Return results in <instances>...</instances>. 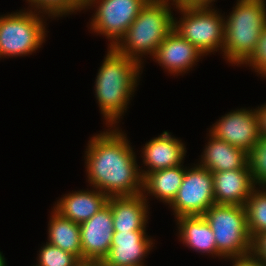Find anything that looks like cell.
Masks as SVG:
<instances>
[{
	"label": "cell",
	"instance_id": "cell-20",
	"mask_svg": "<svg viewBox=\"0 0 266 266\" xmlns=\"http://www.w3.org/2000/svg\"><path fill=\"white\" fill-rule=\"evenodd\" d=\"M184 174L183 164L148 173L143 178V196L148 201L147 196L149 194V196H155L164 204L170 205L177 195Z\"/></svg>",
	"mask_w": 266,
	"mask_h": 266
},
{
	"label": "cell",
	"instance_id": "cell-5",
	"mask_svg": "<svg viewBox=\"0 0 266 266\" xmlns=\"http://www.w3.org/2000/svg\"><path fill=\"white\" fill-rule=\"evenodd\" d=\"M183 17L174 18V28L182 38L192 43L203 55L221 51L225 39L223 14L212 5L175 6ZM176 19V20H175Z\"/></svg>",
	"mask_w": 266,
	"mask_h": 266
},
{
	"label": "cell",
	"instance_id": "cell-14",
	"mask_svg": "<svg viewBox=\"0 0 266 266\" xmlns=\"http://www.w3.org/2000/svg\"><path fill=\"white\" fill-rule=\"evenodd\" d=\"M204 56L192 43L172 30L153 56L155 62L172 75L186 74ZM180 73V74H179Z\"/></svg>",
	"mask_w": 266,
	"mask_h": 266
},
{
	"label": "cell",
	"instance_id": "cell-19",
	"mask_svg": "<svg viewBox=\"0 0 266 266\" xmlns=\"http://www.w3.org/2000/svg\"><path fill=\"white\" fill-rule=\"evenodd\" d=\"M175 219L179 230L177 233L183 244L193 251L222 259L217 251L213 231L203 215L180 216Z\"/></svg>",
	"mask_w": 266,
	"mask_h": 266
},
{
	"label": "cell",
	"instance_id": "cell-6",
	"mask_svg": "<svg viewBox=\"0 0 266 266\" xmlns=\"http://www.w3.org/2000/svg\"><path fill=\"white\" fill-rule=\"evenodd\" d=\"M215 236L218 253L223 259L252 253L251 239L244 206L212 205L203 215Z\"/></svg>",
	"mask_w": 266,
	"mask_h": 266
},
{
	"label": "cell",
	"instance_id": "cell-9",
	"mask_svg": "<svg viewBox=\"0 0 266 266\" xmlns=\"http://www.w3.org/2000/svg\"><path fill=\"white\" fill-rule=\"evenodd\" d=\"M192 168L185 167V174L177 195L169 205L173 215H204L215 204L213 174L198 163Z\"/></svg>",
	"mask_w": 266,
	"mask_h": 266
},
{
	"label": "cell",
	"instance_id": "cell-4",
	"mask_svg": "<svg viewBox=\"0 0 266 266\" xmlns=\"http://www.w3.org/2000/svg\"><path fill=\"white\" fill-rule=\"evenodd\" d=\"M229 14L224 16L223 59L241 66L252 55L266 27V0H237Z\"/></svg>",
	"mask_w": 266,
	"mask_h": 266
},
{
	"label": "cell",
	"instance_id": "cell-23",
	"mask_svg": "<svg viewBox=\"0 0 266 266\" xmlns=\"http://www.w3.org/2000/svg\"><path fill=\"white\" fill-rule=\"evenodd\" d=\"M30 9L43 13L49 18L63 17L84 10V0H26Z\"/></svg>",
	"mask_w": 266,
	"mask_h": 266
},
{
	"label": "cell",
	"instance_id": "cell-24",
	"mask_svg": "<svg viewBox=\"0 0 266 266\" xmlns=\"http://www.w3.org/2000/svg\"><path fill=\"white\" fill-rule=\"evenodd\" d=\"M39 266H73L79 259L69 253L46 242L39 250L37 257Z\"/></svg>",
	"mask_w": 266,
	"mask_h": 266
},
{
	"label": "cell",
	"instance_id": "cell-12",
	"mask_svg": "<svg viewBox=\"0 0 266 266\" xmlns=\"http://www.w3.org/2000/svg\"><path fill=\"white\" fill-rule=\"evenodd\" d=\"M82 259L102 261L111 248L114 233L113 216L107 203L89 220L79 224Z\"/></svg>",
	"mask_w": 266,
	"mask_h": 266
},
{
	"label": "cell",
	"instance_id": "cell-17",
	"mask_svg": "<svg viewBox=\"0 0 266 266\" xmlns=\"http://www.w3.org/2000/svg\"><path fill=\"white\" fill-rule=\"evenodd\" d=\"M108 196L98 189L72 191L63 195L53 209L63 218L81 224L89 220L107 204Z\"/></svg>",
	"mask_w": 266,
	"mask_h": 266
},
{
	"label": "cell",
	"instance_id": "cell-28",
	"mask_svg": "<svg viewBox=\"0 0 266 266\" xmlns=\"http://www.w3.org/2000/svg\"><path fill=\"white\" fill-rule=\"evenodd\" d=\"M252 252L266 264V232L253 240Z\"/></svg>",
	"mask_w": 266,
	"mask_h": 266
},
{
	"label": "cell",
	"instance_id": "cell-8",
	"mask_svg": "<svg viewBox=\"0 0 266 266\" xmlns=\"http://www.w3.org/2000/svg\"><path fill=\"white\" fill-rule=\"evenodd\" d=\"M148 0H84V10L94 7L90 30L107 37L114 47ZM90 6V7H89Z\"/></svg>",
	"mask_w": 266,
	"mask_h": 266
},
{
	"label": "cell",
	"instance_id": "cell-25",
	"mask_svg": "<svg viewBox=\"0 0 266 266\" xmlns=\"http://www.w3.org/2000/svg\"><path fill=\"white\" fill-rule=\"evenodd\" d=\"M248 163L255 185L266 186V138H260L249 153Z\"/></svg>",
	"mask_w": 266,
	"mask_h": 266
},
{
	"label": "cell",
	"instance_id": "cell-2",
	"mask_svg": "<svg viewBox=\"0 0 266 266\" xmlns=\"http://www.w3.org/2000/svg\"><path fill=\"white\" fill-rule=\"evenodd\" d=\"M107 51L96 76L94 95L107 127L115 128L134 96L143 65L113 47Z\"/></svg>",
	"mask_w": 266,
	"mask_h": 266
},
{
	"label": "cell",
	"instance_id": "cell-30",
	"mask_svg": "<svg viewBox=\"0 0 266 266\" xmlns=\"http://www.w3.org/2000/svg\"><path fill=\"white\" fill-rule=\"evenodd\" d=\"M216 0H173L176 6H203L212 5Z\"/></svg>",
	"mask_w": 266,
	"mask_h": 266
},
{
	"label": "cell",
	"instance_id": "cell-21",
	"mask_svg": "<svg viewBox=\"0 0 266 266\" xmlns=\"http://www.w3.org/2000/svg\"><path fill=\"white\" fill-rule=\"evenodd\" d=\"M48 223V243L82 259L80 226L63 218L52 208Z\"/></svg>",
	"mask_w": 266,
	"mask_h": 266
},
{
	"label": "cell",
	"instance_id": "cell-26",
	"mask_svg": "<svg viewBox=\"0 0 266 266\" xmlns=\"http://www.w3.org/2000/svg\"><path fill=\"white\" fill-rule=\"evenodd\" d=\"M245 64L261 77H266V27L261 31L252 55L242 65Z\"/></svg>",
	"mask_w": 266,
	"mask_h": 266
},
{
	"label": "cell",
	"instance_id": "cell-27",
	"mask_svg": "<svg viewBox=\"0 0 266 266\" xmlns=\"http://www.w3.org/2000/svg\"><path fill=\"white\" fill-rule=\"evenodd\" d=\"M233 266H266L253 252L244 256L230 258Z\"/></svg>",
	"mask_w": 266,
	"mask_h": 266
},
{
	"label": "cell",
	"instance_id": "cell-31",
	"mask_svg": "<svg viewBox=\"0 0 266 266\" xmlns=\"http://www.w3.org/2000/svg\"><path fill=\"white\" fill-rule=\"evenodd\" d=\"M73 266H103V264L100 260L79 259Z\"/></svg>",
	"mask_w": 266,
	"mask_h": 266
},
{
	"label": "cell",
	"instance_id": "cell-16",
	"mask_svg": "<svg viewBox=\"0 0 266 266\" xmlns=\"http://www.w3.org/2000/svg\"><path fill=\"white\" fill-rule=\"evenodd\" d=\"M107 203L112 211L114 232L146 230L149 205L142 193L109 197Z\"/></svg>",
	"mask_w": 266,
	"mask_h": 266
},
{
	"label": "cell",
	"instance_id": "cell-3",
	"mask_svg": "<svg viewBox=\"0 0 266 266\" xmlns=\"http://www.w3.org/2000/svg\"><path fill=\"white\" fill-rule=\"evenodd\" d=\"M171 5L176 6L173 0H148L113 48L140 65L144 63V55L153 58L159 45L174 28Z\"/></svg>",
	"mask_w": 266,
	"mask_h": 266
},
{
	"label": "cell",
	"instance_id": "cell-13",
	"mask_svg": "<svg viewBox=\"0 0 266 266\" xmlns=\"http://www.w3.org/2000/svg\"><path fill=\"white\" fill-rule=\"evenodd\" d=\"M186 146L184 143L171 135L168 131H163L158 137L145 143L142 148V159L145 170L140 168L142 178L148 173L163 170L170 167L182 165L186 156Z\"/></svg>",
	"mask_w": 266,
	"mask_h": 266
},
{
	"label": "cell",
	"instance_id": "cell-32",
	"mask_svg": "<svg viewBox=\"0 0 266 266\" xmlns=\"http://www.w3.org/2000/svg\"><path fill=\"white\" fill-rule=\"evenodd\" d=\"M6 261L4 258V255H2V252H0V266H6Z\"/></svg>",
	"mask_w": 266,
	"mask_h": 266
},
{
	"label": "cell",
	"instance_id": "cell-18",
	"mask_svg": "<svg viewBox=\"0 0 266 266\" xmlns=\"http://www.w3.org/2000/svg\"><path fill=\"white\" fill-rule=\"evenodd\" d=\"M209 141L205 146L198 164L211 173L241 169L248 164L249 154L242 148L216 138L209 132Z\"/></svg>",
	"mask_w": 266,
	"mask_h": 266
},
{
	"label": "cell",
	"instance_id": "cell-29",
	"mask_svg": "<svg viewBox=\"0 0 266 266\" xmlns=\"http://www.w3.org/2000/svg\"><path fill=\"white\" fill-rule=\"evenodd\" d=\"M257 119H258V128L261 138H266V103L264 105L258 106L255 108Z\"/></svg>",
	"mask_w": 266,
	"mask_h": 266
},
{
	"label": "cell",
	"instance_id": "cell-15",
	"mask_svg": "<svg viewBox=\"0 0 266 266\" xmlns=\"http://www.w3.org/2000/svg\"><path fill=\"white\" fill-rule=\"evenodd\" d=\"M212 174L215 204L244 206L256 187L249 163L241 169Z\"/></svg>",
	"mask_w": 266,
	"mask_h": 266
},
{
	"label": "cell",
	"instance_id": "cell-10",
	"mask_svg": "<svg viewBox=\"0 0 266 266\" xmlns=\"http://www.w3.org/2000/svg\"><path fill=\"white\" fill-rule=\"evenodd\" d=\"M209 132L248 154L260 140L255 109H237L225 114L213 124Z\"/></svg>",
	"mask_w": 266,
	"mask_h": 266
},
{
	"label": "cell",
	"instance_id": "cell-7",
	"mask_svg": "<svg viewBox=\"0 0 266 266\" xmlns=\"http://www.w3.org/2000/svg\"><path fill=\"white\" fill-rule=\"evenodd\" d=\"M26 10L2 15L0 58L31 55L46 41L44 13L41 14L29 8Z\"/></svg>",
	"mask_w": 266,
	"mask_h": 266
},
{
	"label": "cell",
	"instance_id": "cell-22",
	"mask_svg": "<svg viewBox=\"0 0 266 266\" xmlns=\"http://www.w3.org/2000/svg\"><path fill=\"white\" fill-rule=\"evenodd\" d=\"M244 207L248 232L251 239L254 240L266 232V186L255 187Z\"/></svg>",
	"mask_w": 266,
	"mask_h": 266
},
{
	"label": "cell",
	"instance_id": "cell-1",
	"mask_svg": "<svg viewBox=\"0 0 266 266\" xmlns=\"http://www.w3.org/2000/svg\"><path fill=\"white\" fill-rule=\"evenodd\" d=\"M129 142L117 127H108L90 138L85 151V167L91 187L108 197L142 193L143 178Z\"/></svg>",
	"mask_w": 266,
	"mask_h": 266
},
{
	"label": "cell",
	"instance_id": "cell-11",
	"mask_svg": "<svg viewBox=\"0 0 266 266\" xmlns=\"http://www.w3.org/2000/svg\"><path fill=\"white\" fill-rule=\"evenodd\" d=\"M149 237L146 230L114 232L103 266H145L143 260L155 244Z\"/></svg>",
	"mask_w": 266,
	"mask_h": 266
}]
</instances>
